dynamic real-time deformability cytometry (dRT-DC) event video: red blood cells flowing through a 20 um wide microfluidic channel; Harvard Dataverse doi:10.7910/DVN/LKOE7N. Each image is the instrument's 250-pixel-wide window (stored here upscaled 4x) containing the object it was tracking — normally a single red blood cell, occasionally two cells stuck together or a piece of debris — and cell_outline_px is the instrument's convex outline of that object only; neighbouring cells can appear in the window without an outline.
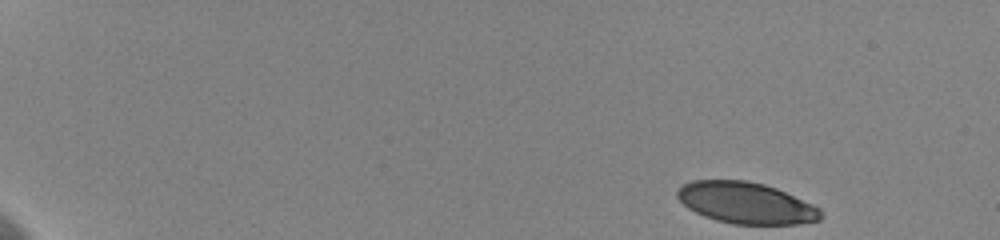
{"species": "human", "species_latin": "Homo sapiens", "temperature_condition": "cold", "stored_images_in_passage": 17, "camera_frame_rate_fps": 3000, "um_per_image_px": 0.085, "donor": {"sex": "female"}, "frame": {"image": 1, "passage_image": 1, "time_ms": 0.0, "image_size_px": [1000, 240], "cell_outline_px": [[824, 216], [820, 220], [796, 224], [732, 224], [716, 220], [704, 216], [688, 208], [676, 196], [676, 192], [684, 184], [692, 180], [748, 180], [764, 184], [776, 188], [812, 204], [820, 208]], "centroid_in_image_um": [63.42, 17.25], "position_along_channel_um": 21.6, "area_um2": 34.56}}
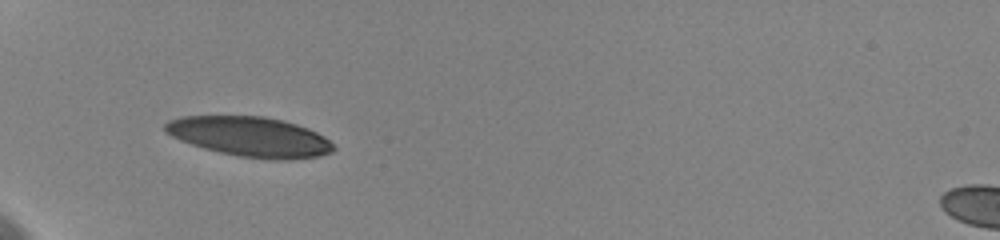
{"frame": {"image": 2, "passage_image": 13, "time_ms": 5.0, "image_size_px": [1000, 240], "cell_outline_px": [[336, 148], [332, 152], [320, 156], [288, 160], [272, 160], [240, 156], [220, 152], [204, 148], [180, 140], [164, 132], [164, 124], [168, 120], [180, 116], [264, 116], [284, 120], [308, 128], [324, 136]], "centroid_in_image_um": [21.25, 11.62], "position_along_channel_um": 63.7, "area_um2": 39.25}}